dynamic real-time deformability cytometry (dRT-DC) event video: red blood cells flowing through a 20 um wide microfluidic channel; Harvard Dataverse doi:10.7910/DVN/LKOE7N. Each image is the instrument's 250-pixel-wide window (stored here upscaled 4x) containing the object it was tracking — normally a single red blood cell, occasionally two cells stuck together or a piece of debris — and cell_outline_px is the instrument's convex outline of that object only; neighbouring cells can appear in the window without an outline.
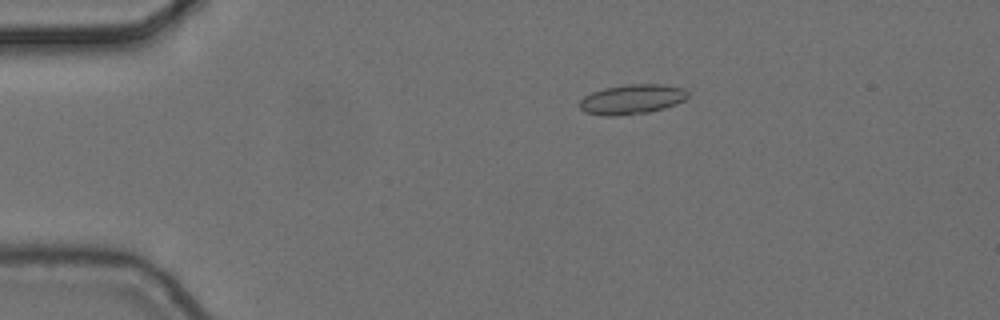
{"species": "common noctule bat (a hibernating species)", "species_latin": "Nyctalus noctula", "temperature_condition": "cold", "stored_images_in_passage": 8, "camera_frame_rate_fps": 3000, "um_per_image_px": 0.085, "animal": {"sex": "female", "body_mass_g": 24.6, "forearm_length_mm": 56.2}, "frame": {"image": 1, "passage_image": 3, "time_ms": 0.667, "image_size_px": [1000, 320], "cell_outline_px": [[688, 96], [684, 100], [676, 104], [664, 108], [648, 112], [616, 116], [604, 116], [584, 112], [580, 108], [580, 100], [584, 96], [592, 92], [604, 88], [628, 84], [660, 84], [684, 88], [688, 92]], "centroid_in_image_um": [53.7, 8.44], "position_along_channel_um": 31.3, "area_um2": 18.79}}
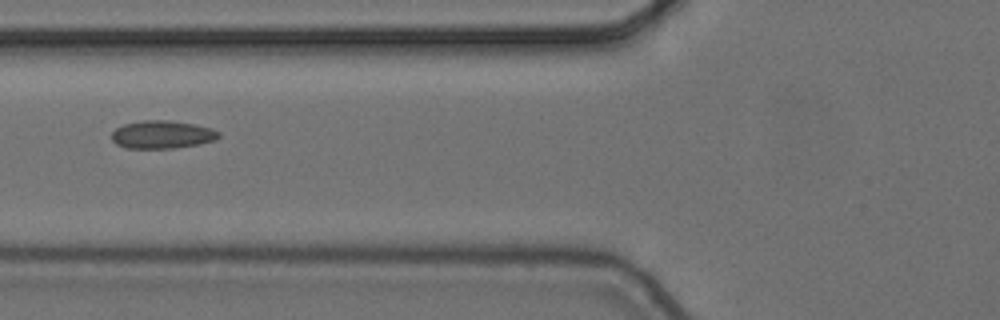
{"frame": {"image": 2, "passage_image": 6, "time_ms": 1.667, "image_size_px": [1000, 320], "cell_outline_px": [[220, 136], [216, 140], [200, 144], [172, 148], [124, 148], [116, 144], [112, 140], [112, 132], [116, 128], [124, 124], [144, 120], [168, 120], [196, 124], [212, 128], [220, 132]], "centroid_in_image_um": [13.8, 11.43], "position_along_channel_um": 112.0, "area_um2": 17.57}}
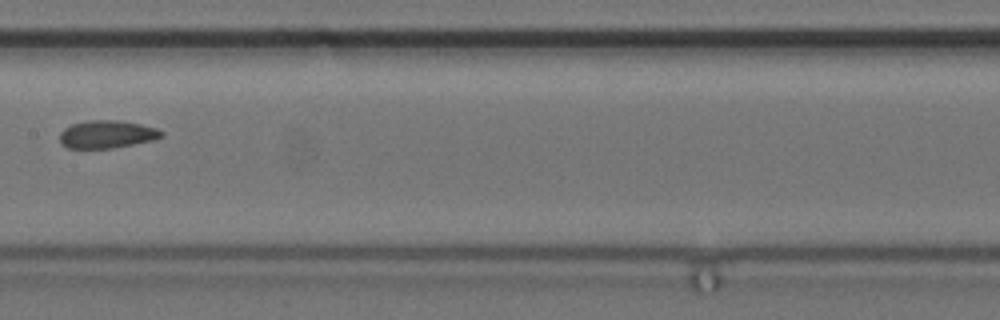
{"frame": {"image": 3, "passage_image": 8, "time_ms": 2.333, "image_size_px": [1000, 320], "cell_outline_px": [[164, 136], [156, 140], [112, 148], [68, 148], [60, 144], [60, 132], [64, 128], [72, 124], [88, 120], [120, 120], [140, 124], [156, 128], [164, 132]], "centroid_in_image_um": [9.11, 11.41], "position_along_channel_um": 198.3, "area_um2": 16.65}}